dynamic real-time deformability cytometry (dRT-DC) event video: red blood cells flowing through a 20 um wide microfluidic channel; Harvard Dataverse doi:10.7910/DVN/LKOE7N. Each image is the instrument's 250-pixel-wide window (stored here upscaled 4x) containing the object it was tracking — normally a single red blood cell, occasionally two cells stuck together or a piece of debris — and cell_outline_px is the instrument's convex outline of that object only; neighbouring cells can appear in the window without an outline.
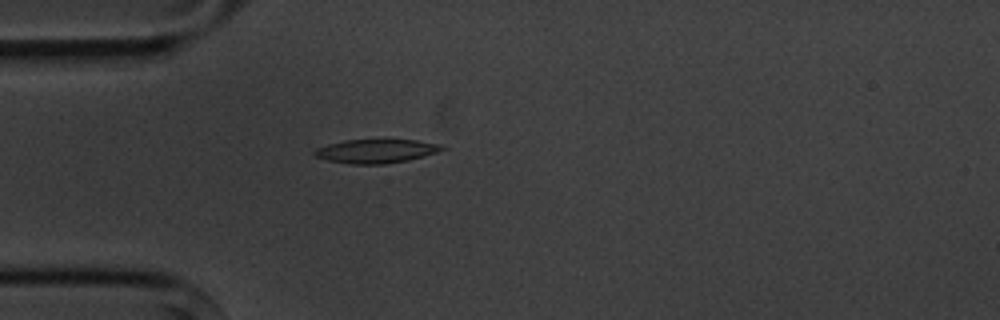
{"species": "common noctule bat (a hibernating species)", "species_latin": "Nyctalus noctula", "temperature_condition": "cold", "stored_images_in_passage": 2, "camera_frame_rate_fps": 3000, "um_per_image_px": 0.085, "animal": {"sex": "male", "body_mass_g": 20.1, "forearm_length_mm": 53.5}, "frame": {"image": 1, "passage_image": 2, "time_ms": 1.333, "image_size_px": [1000, 320], "cell_outline_px": [[448, 148], [424, 156], [408, 160], [384, 164], [352, 164], [328, 160], [312, 156], [312, 152], [316, 148], [328, 144], [344, 140], [416, 140], [440, 144]], "centroid_in_image_um": [31.94, 12.84], "position_along_channel_um": 53.1, "area_um2": 17.69}}